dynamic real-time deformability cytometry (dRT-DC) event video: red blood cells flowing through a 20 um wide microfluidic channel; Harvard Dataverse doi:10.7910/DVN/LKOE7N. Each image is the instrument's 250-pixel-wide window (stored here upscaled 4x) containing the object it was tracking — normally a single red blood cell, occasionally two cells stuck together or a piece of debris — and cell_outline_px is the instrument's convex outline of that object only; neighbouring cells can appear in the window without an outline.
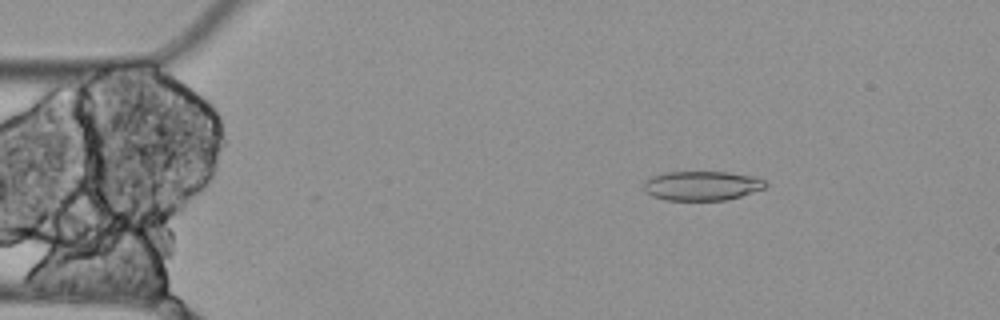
{"species": "Egyptian fruit bat (a non-hibernating species)", "species_latin": "Rousettus aegyptiacus", "temperature_condition": "cold", "stored_images_in_passage": 5, "camera_frame_rate_fps": 3000, "um_per_image_px": 0.085, "animal": {"sex": "female"}, "frame": {"image": 1, "passage_image": 3, "time_ms": 0.667, "image_size_px": [1000, 320], "cell_outline_px": [[768, 184], [764, 188], [728, 200], [668, 200], [652, 196], [644, 192], [644, 180], [652, 176], [668, 172], [728, 172], [752, 176], [764, 180]], "centroid_in_image_um": [59.64, 15.79], "position_along_channel_um": 25.4, "area_um2": 20.81}}